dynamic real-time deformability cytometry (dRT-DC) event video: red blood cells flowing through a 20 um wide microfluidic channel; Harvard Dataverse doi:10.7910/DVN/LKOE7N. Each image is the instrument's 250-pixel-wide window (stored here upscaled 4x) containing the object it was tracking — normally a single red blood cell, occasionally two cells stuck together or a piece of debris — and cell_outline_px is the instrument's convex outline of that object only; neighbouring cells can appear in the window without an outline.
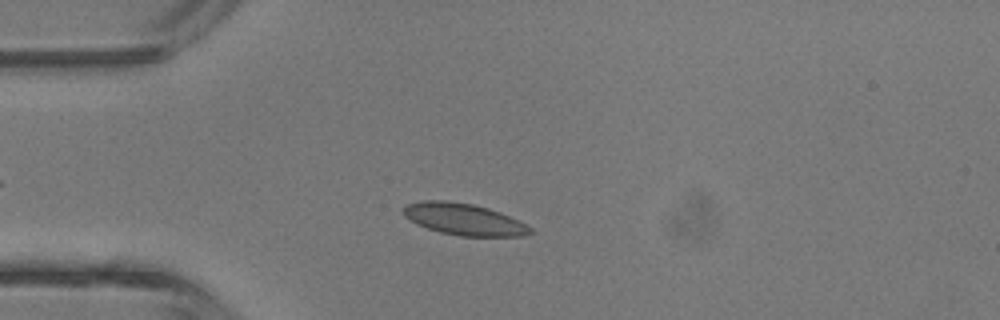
{"species": "common noctule bat (a hibernating species)", "species_latin": "Nyctalus noctula", "temperature_condition": "room temperature", "stored_images_in_passage": 3, "camera_frame_rate_fps": 3000, "um_per_image_px": 0.085, "animal": {"sex": "male", "body_mass_g": 13.3}, "frame": {"image": 1, "passage_image": 1, "time_ms": 0.0, "image_size_px": [1000, 320], "cell_outline_px": [[536, 232], [520, 236], [460, 236], [440, 232], [416, 224], [404, 216], [400, 212], [404, 204], [424, 200], [444, 200], [472, 204], [488, 208], [500, 212], [532, 228]], "centroid_in_image_um": [39.37, 18.63], "position_along_channel_um": 45.6, "area_um2": 23.47}}
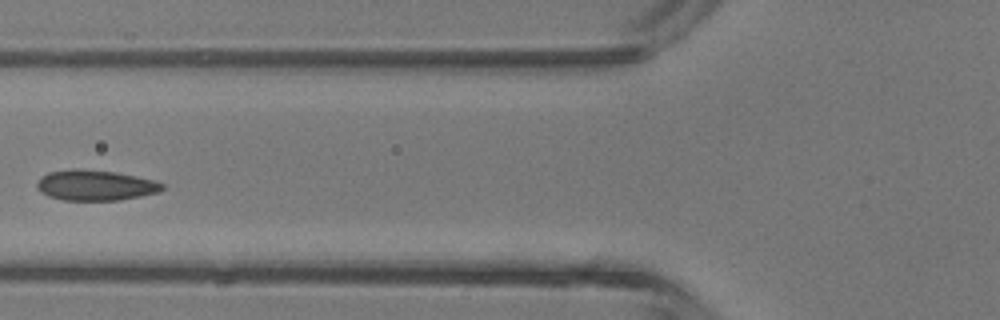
{"frame": {"image": 2, "passage_image": 3, "time_ms": 2.0, "image_size_px": [1000, 320], "cell_outline_px": [[164, 188], [160, 192], [120, 200], [64, 200], [48, 196], [40, 192], [36, 188], [36, 184], [40, 176], [48, 172], [76, 168], [80, 168], [116, 172], [136, 176], [152, 180], [164, 184]], "centroid_in_image_um": [8.07, 15.74], "position_along_channel_um": 117.7, "area_um2": 22.43}}